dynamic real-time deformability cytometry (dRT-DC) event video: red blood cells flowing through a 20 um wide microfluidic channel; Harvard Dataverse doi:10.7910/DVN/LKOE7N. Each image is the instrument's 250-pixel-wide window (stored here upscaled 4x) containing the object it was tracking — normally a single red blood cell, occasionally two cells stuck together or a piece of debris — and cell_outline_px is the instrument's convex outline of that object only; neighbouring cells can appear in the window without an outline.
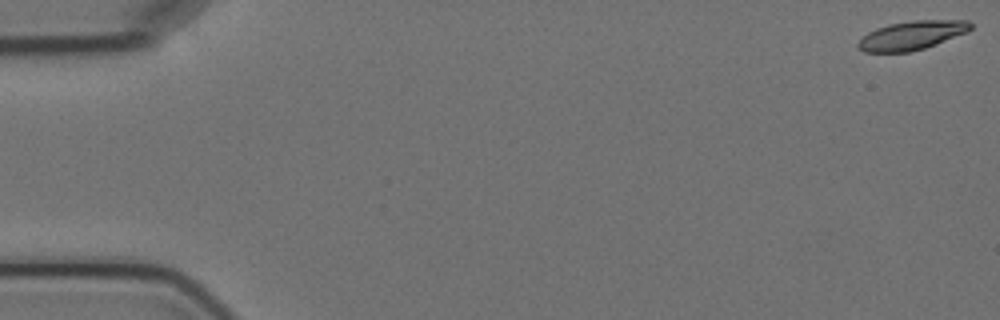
{"species": "Egyptian fruit bat (a non-hibernating species)", "species_latin": "Rousettus aegyptiacus", "temperature_condition": "cold", "stored_images_in_passage": 6, "camera_frame_rate_fps": 3000, "um_per_image_px": 0.085, "animal": {"sex": "female"}, "frame": {"image": 1, "passage_image": 1, "time_ms": 0.0, "image_size_px": [1000, 320], "cell_outline_px": [[972, 28], [968, 32], [924, 48], [908, 52], [864, 52], [856, 44], [868, 32], [876, 28], [888, 24], [912, 20], [968, 20], [972, 24]], "centroid_in_image_um": [77.52, 2.99], "position_along_channel_um": 7.5, "area_um2": 18.84}}
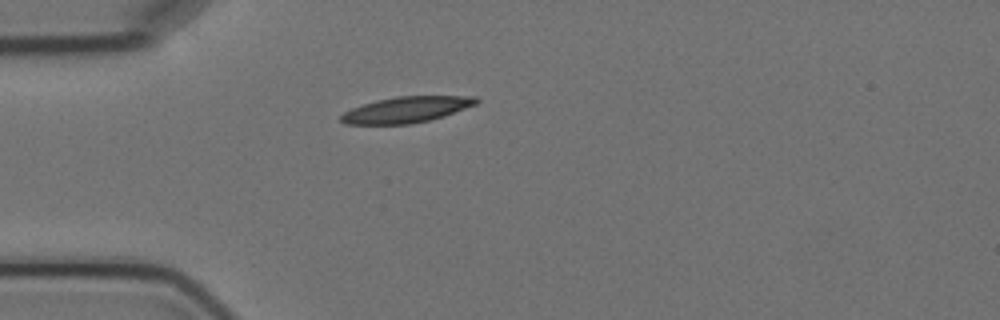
{"frame": {"image": 2, "passage_image": 5, "time_ms": 5.0, "image_size_px": [1000, 320], "cell_outline_px": [[480, 100], [476, 104], [444, 116], [428, 120], [408, 124], [344, 124], [340, 120], [340, 116], [344, 112], [352, 108], [376, 100], [396, 96], [476, 96]], "centroid_in_image_um": [34.54, 9.31], "position_along_channel_um": 50.5, "area_um2": 20.35}}